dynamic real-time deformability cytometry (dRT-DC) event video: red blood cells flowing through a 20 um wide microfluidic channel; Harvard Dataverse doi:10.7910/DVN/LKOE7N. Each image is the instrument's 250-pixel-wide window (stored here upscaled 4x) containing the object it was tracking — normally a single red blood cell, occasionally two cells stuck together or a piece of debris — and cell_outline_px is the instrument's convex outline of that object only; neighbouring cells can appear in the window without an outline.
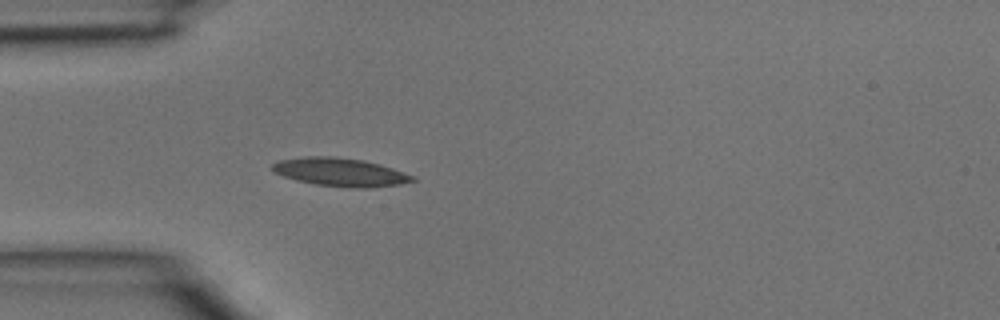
{"species": "common noctule bat (a hibernating species)", "species_latin": "Nyctalus noctula", "temperature_condition": "room temperature", "stored_images_in_passage": 3, "camera_frame_rate_fps": 3000, "um_per_image_px": 0.085, "animal": {"sex": "male", "body_mass_g": 15.6}, "frame": {"image": 1, "passage_image": 3, "time_ms": 0.667, "image_size_px": [1000, 320], "cell_outline_px": [[416, 180], [400, 184], [372, 188], [348, 188], [316, 184], [296, 180], [272, 172], [272, 164], [280, 160], [308, 156], [332, 156], [364, 160], [380, 164], [416, 176]], "centroid_in_image_um": [28.95, 14.64], "position_along_channel_um": 56.0, "area_um2": 23.24}}